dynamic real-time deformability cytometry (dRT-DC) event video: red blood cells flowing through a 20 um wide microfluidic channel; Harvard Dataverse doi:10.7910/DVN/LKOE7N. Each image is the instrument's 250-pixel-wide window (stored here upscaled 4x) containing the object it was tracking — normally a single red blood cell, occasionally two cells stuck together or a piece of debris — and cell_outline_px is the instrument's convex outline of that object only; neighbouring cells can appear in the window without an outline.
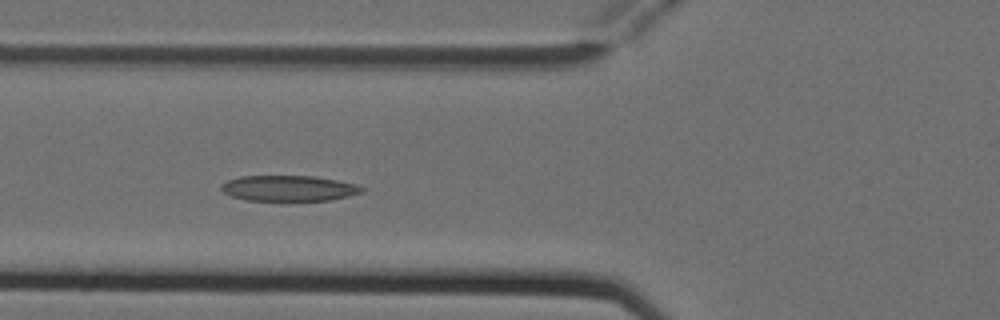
{"species": "Egyptian fruit bat (a non-hibernating species)", "species_latin": "Rousettus aegyptiacus", "temperature_condition": "cold", "stored_images_in_passage": 7, "camera_frame_rate_fps": 3000, "um_per_image_px": 0.085, "animal": {"sex": "female"}, "frame": {"image": 1, "passage_image": 5, "time_ms": 1.333, "image_size_px": [1000, 320], "cell_outline_px": [[364, 192], [348, 196], [328, 200], [288, 204], [244, 200], [232, 196], [224, 192], [220, 188], [220, 184], [228, 180], [240, 176], [312, 176], [336, 180], [356, 184], [364, 188]], "centroid_in_image_um": [24.52, 16.06], "position_along_channel_um": 101.3, "area_um2": 22.08}}
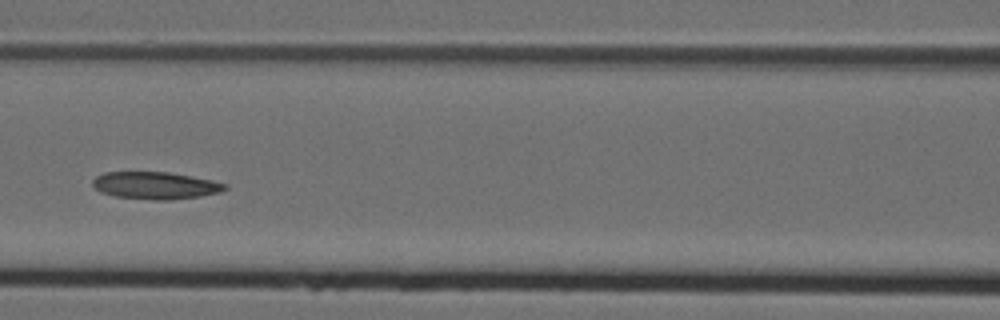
{"frame": {"image": 2, "passage_image": 6, "time_ms": 1.667, "image_size_px": [1000, 320], "cell_outline_px": [[228, 188], [220, 192], [200, 196], [168, 200], [156, 200], [116, 196], [100, 192], [92, 184], [92, 180], [96, 176], [104, 172], [168, 172], [192, 176], [212, 180], [228, 184]], "centroid_in_image_um": [13.22, 15.76], "position_along_channel_um": 153.4, "area_um2": 20.98}}
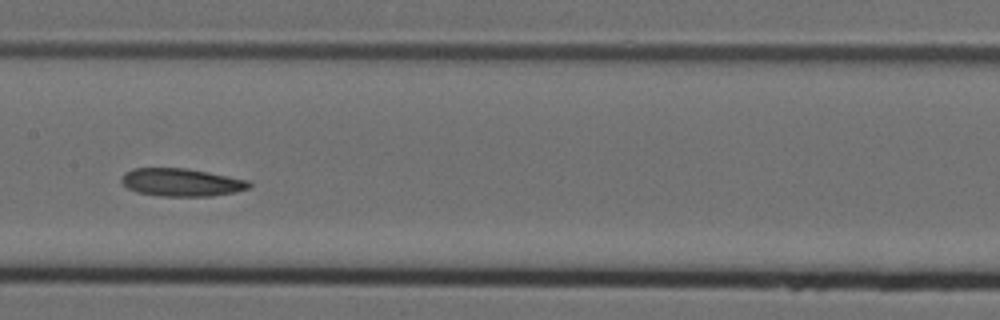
{"frame": {"image": 3, "passage_image": 7, "time_ms": 2.0, "image_size_px": [1000, 320], "cell_outline_px": [[252, 184], [248, 188], [236, 192], [212, 196], [160, 196], [136, 192], [128, 188], [120, 180], [120, 176], [124, 172], [132, 168], [184, 168], [208, 172], [248, 180]], "centroid_in_image_um": [15.39, 15.5], "position_along_channel_um": 192.0, "area_um2": 20.81}}